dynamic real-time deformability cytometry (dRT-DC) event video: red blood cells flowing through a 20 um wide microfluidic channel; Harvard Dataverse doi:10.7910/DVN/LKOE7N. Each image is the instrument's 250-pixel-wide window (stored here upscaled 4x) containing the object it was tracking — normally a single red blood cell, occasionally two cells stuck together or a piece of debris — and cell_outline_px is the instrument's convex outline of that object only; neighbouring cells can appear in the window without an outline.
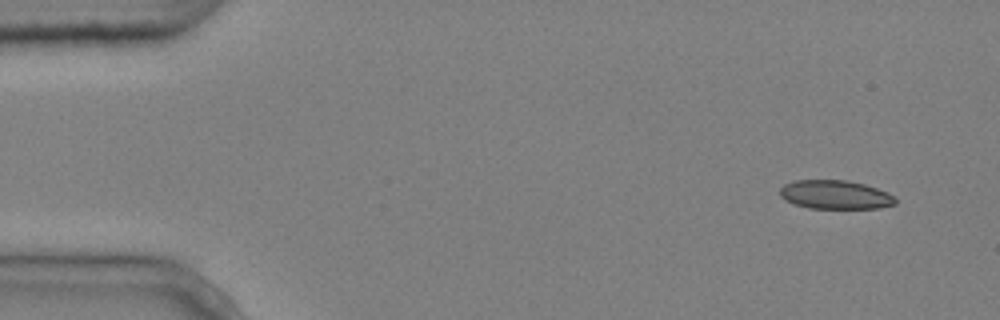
{"species": "common noctule bat (a hibernating species)", "species_latin": "Nyctalus noctula", "temperature_condition": "cold", "stored_images_in_passage": 4, "camera_frame_rate_fps": 3000, "um_per_image_px": 0.085, "animal": {"sex": "male", "body_mass_g": 20.4}, "frame": {"image": 1, "passage_image": 1, "time_ms": 0.0, "image_size_px": [1000, 320], "cell_outline_px": [[896, 204], [880, 208], [808, 208], [792, 204], [784, 200], [780, 196], [780, 188], [784, 184], [796, 180], [848, 180], [864, 184], [888, 192], [896, 200]], "centroid_in_image_um": [70.96, 16.55], "position_along_channel_um": 14.0, "area_um2": 19.48}}
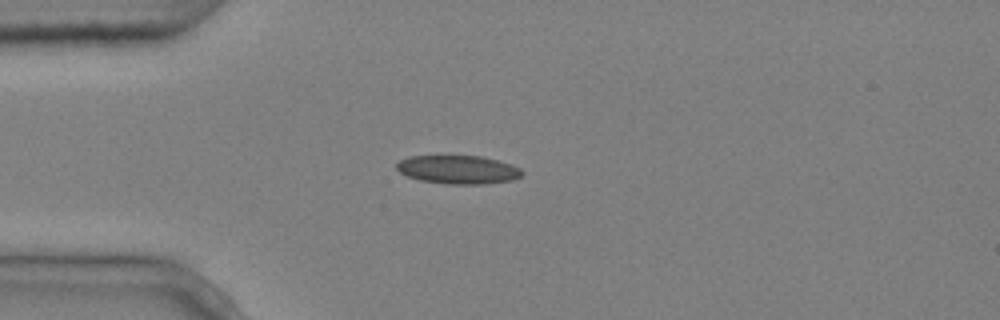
{"frame": {"image": 2, "passage_image": 4, "time_ms": 1.0, "image_size_px": [1000, 320], "cell_outline_px": [[524, 172], [520, 176], [512, 180], [484, 184], [448, 184], [420, 180], [408, 176], [400, 172], [396, 168], [396, 164], [400, 160], [408, 156], [480, 156], [512, 164], [520, 168]], "centroid_in_image_um": [38.94, 14.42], "position_along_channel_um": 46.1, "area_um2": 20.75}}